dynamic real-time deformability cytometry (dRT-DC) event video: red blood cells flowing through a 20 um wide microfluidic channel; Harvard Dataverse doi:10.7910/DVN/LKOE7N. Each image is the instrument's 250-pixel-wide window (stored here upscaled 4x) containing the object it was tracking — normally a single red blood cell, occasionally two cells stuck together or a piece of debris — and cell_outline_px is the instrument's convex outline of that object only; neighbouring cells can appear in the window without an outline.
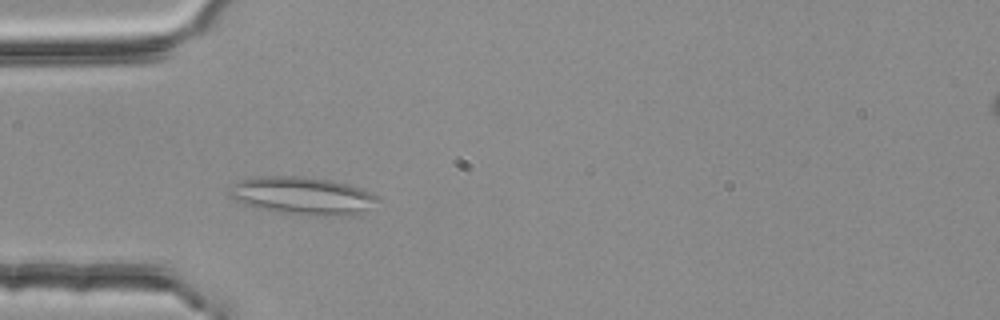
{"species": "common noctule bat (a hibernating species)", "species_latin": "Nyctalus noctula", "temperature_condition": "room temperature", "stored_images_in_passage": 38, "segment_of_instrument_passage": [1, 2], "camera_frame_rate_fps": 3000, "um_per_image_px": 0.085, "animal": {"sex": "female", "body_mass_g": 25.1}, "frame": {"image": 1, "passage_image": 3, "time_ms": 0.667, "image_size_px": [1000, 320], "cell_outline_px": [[380, 200], [356, 216], [304, 216], [256, 208], [244, 204], [228, 196], [228, 192], [232, 184], [240, 180], [260, 176], [296, 176], [328, 180], [348, 184], [360, 188], [376, 196]], "centroid_in_image_um": [25.69, 16.66], "position_along_channel_um": 59.3, "area_um2": 32.77}}